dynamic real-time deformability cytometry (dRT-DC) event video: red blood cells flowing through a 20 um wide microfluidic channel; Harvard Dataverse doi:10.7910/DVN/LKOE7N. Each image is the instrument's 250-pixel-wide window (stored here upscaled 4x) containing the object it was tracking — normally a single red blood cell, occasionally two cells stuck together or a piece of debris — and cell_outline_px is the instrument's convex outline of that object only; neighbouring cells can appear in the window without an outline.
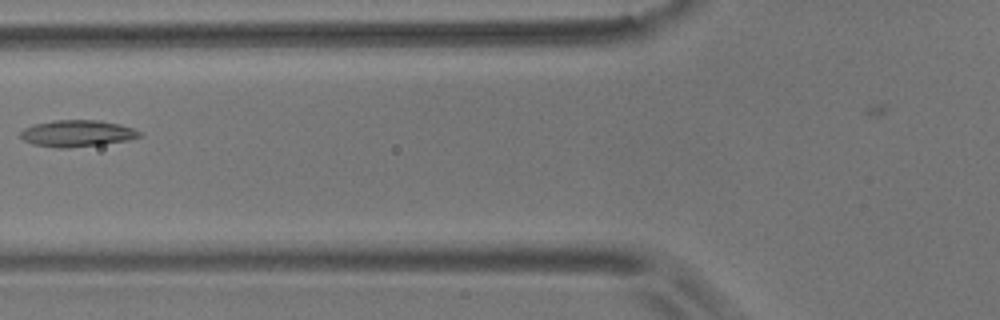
{"species": "common noctule bat (a hibernating species)", "species_latin": "Nyctalus noctula", "temperature_condition": "room temperature", "stored_images_in_passage": 5, "camera_frame_rate_fps": 3000, "um_per_image_px": 0.085, "animal": {"sex": "male", "body_mass_g": 17.9}, "frame": {"image": 1, "passage_image": 4, "time_ms": 4.667, "image_size_px": [1000, 320], "cell_outline_px": [[144, 136], [128, 140], [100, 144], [68, 148], [56, 148], [32, 144], [24, 140], [20, 136], [20, 132], [24, 128], [36, 124], [52, 120], [96, 120], [120, 124], [132, 128], [140, 132]], "centroid_in_image_um": [6.55, 11.34], "position_along_channel_um": 119.3, "area_um2": 18.38}}
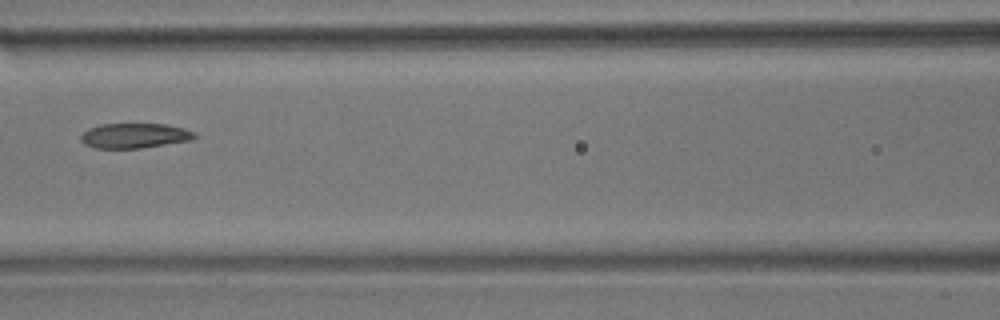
{"frame": {"image": 2, "passage_image": 5, "time_ms": 5.667, "image_size_px": [1000, 320], "cell_outline_px": [[196, 136], [192, 140], [140, 148], [92, 148], [84, 144], [80, 140], [80, 136], [88, 128], [100, 124], [164, 124], [184, 128], [196, 132]], "centroid_in_image_um": [11.42, 11.53], "position_along_channel_um": 155.2, "area_um2": 16.59}}